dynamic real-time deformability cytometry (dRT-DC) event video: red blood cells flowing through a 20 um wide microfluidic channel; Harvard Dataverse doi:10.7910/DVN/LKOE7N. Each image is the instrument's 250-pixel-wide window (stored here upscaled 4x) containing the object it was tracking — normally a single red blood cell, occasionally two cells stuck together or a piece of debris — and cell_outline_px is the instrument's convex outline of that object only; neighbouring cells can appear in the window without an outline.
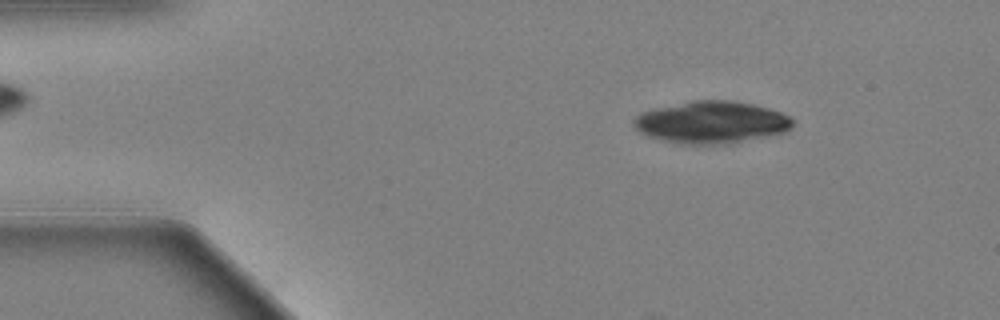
{"species": "Egyptian fruit bat (a non-hibernating species)", "species_latin": "Rousettus aegyptiacus", "temperature_condition": "warm", "stored_images_in_passage": 59, "camera_frame_rate_fps": 3000, "um_per_image_px": 0.085, "animal": {"sex": "female"}, "frame": {"image": 1, "passage_image": 8, "time_ms": 2.333, "image_size_px": [1000, 320], "cell_outline_px": [[792, 128], [784, 132], [768, 136], [728, 144], [676, 144], [648, 136], [640, 132], [636, 128], [632, 120], [640, 112], [656, 108], [692, 100], [732, 100], [752, 104], [768, 108], [780, 112], [788, 116], [792, 120]], "centroid_in_image_um": [60.45, 10.4], "position_along_channel_um": 24.6, "area_um2": 39.07}}